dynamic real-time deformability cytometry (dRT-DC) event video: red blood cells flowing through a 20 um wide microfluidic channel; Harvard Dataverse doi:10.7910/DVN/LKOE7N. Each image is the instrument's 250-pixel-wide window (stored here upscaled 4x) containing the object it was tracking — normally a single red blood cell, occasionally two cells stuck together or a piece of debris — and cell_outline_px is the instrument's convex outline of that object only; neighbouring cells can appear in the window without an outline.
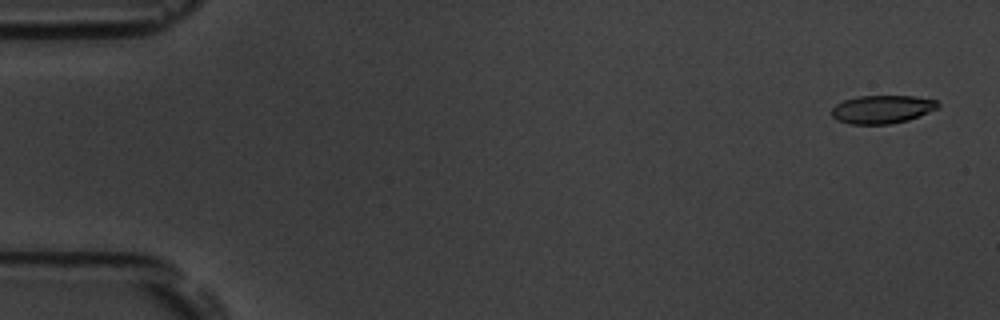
{"species": "common noctule bat (a hibernating species)", "species_latin": "Nyctalus noctula", "temperature_condition": "room temperature", "stored_images_in_passage": 55, "camera_frame_rate_fps": 3000, "um_per_image_px": 0.085, "animal": {"sex": "male", "body_mass_g": 19.5, "forearm_length_mm": 54.6}, "frame": {"image": 1, "passage_image": 3, "time_ms": 0.667, "image_size_px": [1000, 320], "cell_outline_px": [[940, 108], [908, 120], [892, 124], [848, 124], [836, 120], [832, 116], [832, 108], [836, 104], [844, 100], [860, 96], [916, 96], [936, 100], [940, 104]], "centroid_in_image_um": [75.0, 9.29], "position_along_channel_um": 10.0, "area_um2": 17.63}}
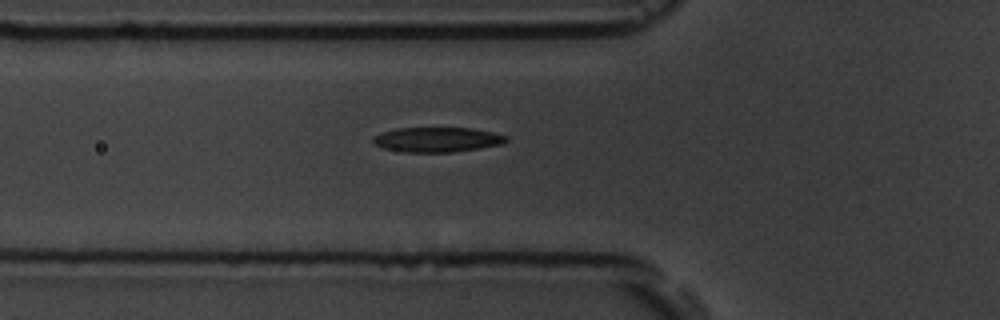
{"frame": {"image": 2, "passage_image": 20, "time_ms": 6.333, "image_size_px": [1000, 320], "cell_outline_px": [[508, 140], [504, 144], [452, 152], [404, 152], [384, 148], [376, 144], [372, 140], [372, 136], [380, 132], [396, 128], [472, 128], [492, 132], [508, 136]], "centroid_in_image_um": [37.16, 11.86], "position_along_channel_um": 88.6, "area_um2": 19.31}}
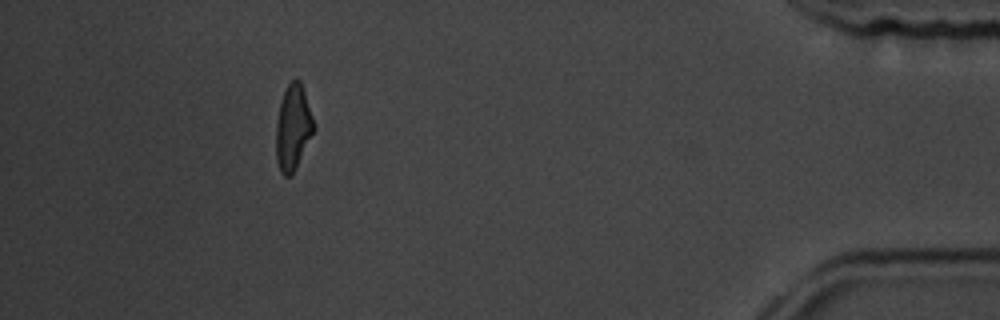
{"frame": {"image": 3, "passage_image": 50, "time_ms": 16.333, "image_size_px": [1000, 320], "cell_outline_px": [[316, 128], [296, 168], [288, 176], [284, 176], [280, 172], [276, 160], [276, 124], [280, 100], [288, 84], [296, 76], [300, 80], [316, 124]], "centroid_in_image_um": [24.92, 10.82], "position_along_channel_um": 410.3, "area_um2": 19.02}, "authors_computed_cell_mechanics": {"area_um2": 19.3052, "velocity_mm_per_s": 3.7861, "shape_relaxation_time_tau1_ms": 5.0525, "shape_relaxation_time_tau2_ms": 3.0246, "deformation_change_tau1": 0.1808, "deformation_change_tau2": 0.105}}